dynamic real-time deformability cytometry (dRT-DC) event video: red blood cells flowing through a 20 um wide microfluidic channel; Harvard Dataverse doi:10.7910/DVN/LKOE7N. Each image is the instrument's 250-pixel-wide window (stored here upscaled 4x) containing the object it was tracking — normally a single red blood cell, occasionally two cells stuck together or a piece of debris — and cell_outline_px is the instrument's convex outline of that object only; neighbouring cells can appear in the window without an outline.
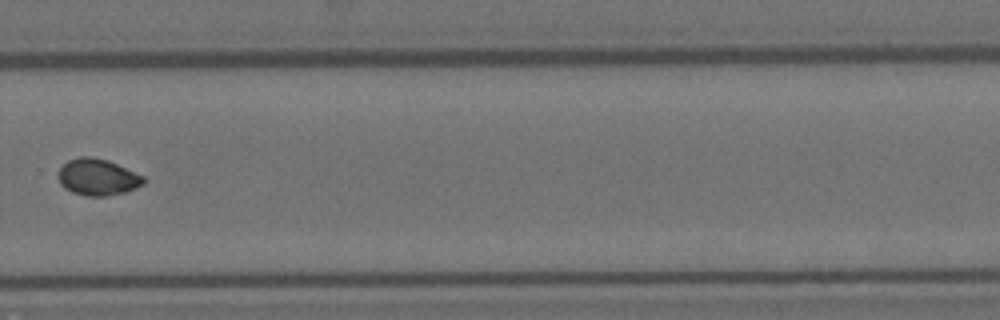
{"species": "Egyptian fruit bat (a non-hibernating species)", "species_latin": "Rousettus aegyptiacus", "temperature_condition": "room temperature", "stored_images_in_passage": 16, "camera_frame_rate_fps": 3000, "um_per_image_px": 0.085, "animal": {"sex": "female"}, "frame": {"image": 1, "passage_image": 11, "time_ms": 12.667, "image_size_px": [1000, 320], "cell_outline_px": [[144, 184], [136, 188], [124, 192], [104, 196], [84, 196], [72, 192], [64, 188], [60, 184], [60, 168], [68, 160], [80, 156], [92, 156], [108, 160], [144, 176]], "centroid_in_image_um": [8.3, 15.05], "position_along_channel_um": 321.5, "area_um2": 18.09}}
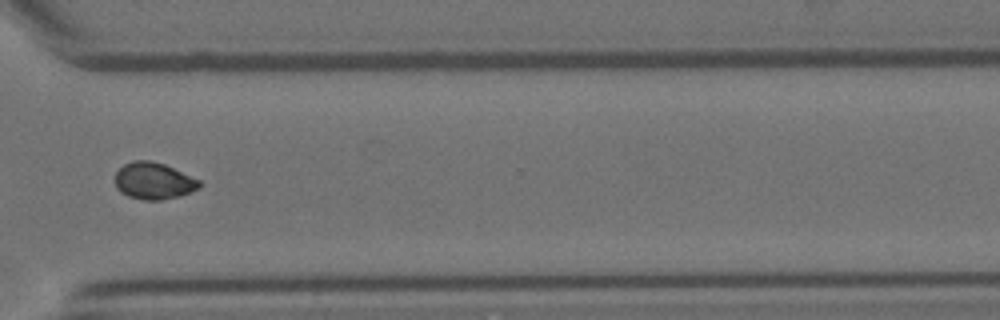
{"frame": {"image": 2, "passage_image": 12, "time_ms": 13.667, "image_size_px": [1000, 320], "cell_outline_px": [[200, 188], [180, 196], [160, 200], [144, 200], [128, 196], [120, 192], [116, 188], [116, 172], [124, 164], [132, 160], [152, 160], [164, 164], [200, 180]], "centroid_in_image_um": [13.05, 15.37], "position_along_channel_um": 357.5, "area_um2": 18.09}}
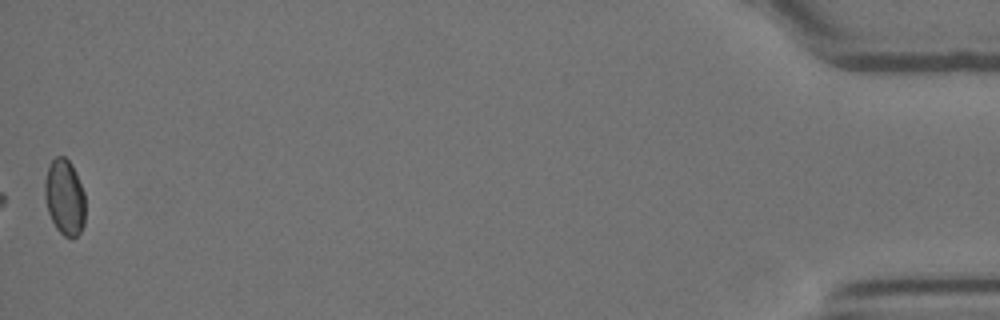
{"frame": {"image": 3, "passage_image": 16, "time_ms": 18.333, "image_size_px": [1000, 320], "cell_outline_px": [[84, 224], [80, 232], [72, 240], [64, 236], [56, 228], [48, 212], [44, 196], [44, 180], [48, 164], [56, 156], [64, 156], [72, 164], [76, 172], [84, 192]], "centroid_in_image_um": [5.48, 16.75], "position_along_channel_um": 429.7, "area_um2": 18.15}}